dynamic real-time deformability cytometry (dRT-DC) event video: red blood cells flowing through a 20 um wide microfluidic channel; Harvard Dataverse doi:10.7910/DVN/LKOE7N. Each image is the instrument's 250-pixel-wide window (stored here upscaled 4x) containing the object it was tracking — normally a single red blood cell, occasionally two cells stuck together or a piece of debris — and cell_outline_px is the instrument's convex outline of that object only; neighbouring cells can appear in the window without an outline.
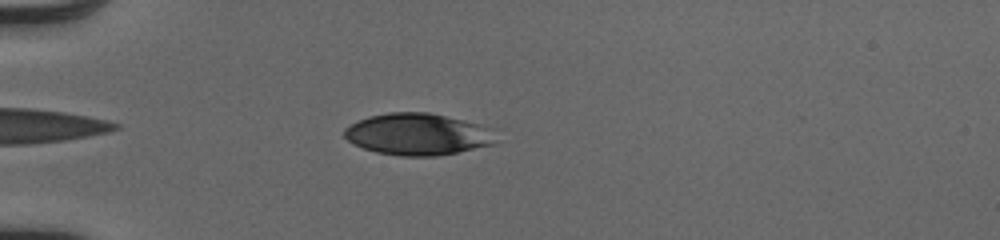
{"species": "human", "species_latin": "Homo sapiens", "temperature_condition": "cold", "stored_images_in_passage": 40, "camera_frame_rate_fps": 3000, "um_per_image_px": 0.085, "donor": {"sex": "male"}, "frame": {"image": 1, "passage_image": 4, "time_ms": 1.0, "image_size_px": [1000, 240], "cell_outline_px": [[496, 144], [436, 156], [400, 156], [376, 152], [364, 148], [348, 140], [344, 136], [344, 128], [368, 116], [388, 112], [428, 112], [480, 124], [488, 128]], "centroid_in_image_um": [35.47, 11.41], "position_along_channel_um": 49.5, "area_um2": 36.47}}
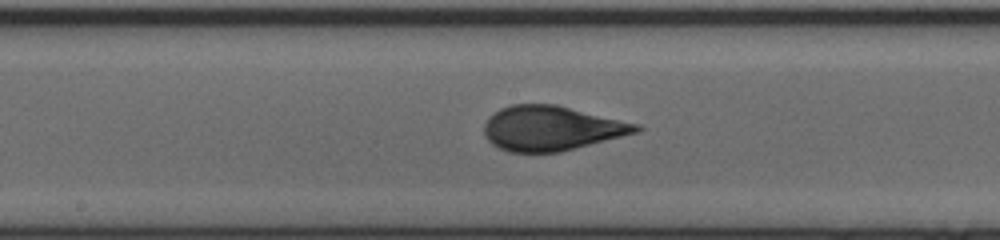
{"frame": {"image": 2, "passage_image": 17, "time_ms": 5.333, "image_size_px": [1000, 240], "cell_outline_px": [[644, 128], [636, 132], [560, 152], [508, 152], [492, 144], [484, 136], [484, 124], [488, 116], [500, 108], [512, 104], [556, 104], [640, 124]], "centroid_in_image_um": [46.83, 10.89], "position_along_channel_um": 201.4, "area_um2": 39.54}}
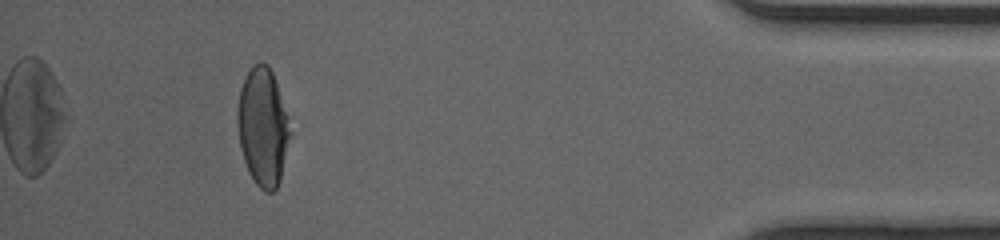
{"frame": {"image": 3, "passage_image": 36, "time_ms": 11.667, "image_size_px": [1000, 240], "cell_outline_px": [[292, 132], [280, 180], [276, 188], [272, 192], [264, 192], [256, 184], [248, 172], [240, 148], [236, 112], [240, 88], [248, 72], [256, 64], [268, 64], [272, 72], [292, 116]], "centroid_in_image_um": [22.39, 10.79], "position_along_channel_um": 412.8, "area_um2": 37.05}, "authors_computed_cell_mechanics": {"area_um2": 38.7549, "velocity_mm_per_s": 4.1199, "shape_relaxation_time_tau1_ms": 4.8374, "shape_relaxation_time_tau2_ms": null, "deformation_change_tau1": 0.1854, "deformation_change_tau2": null}}